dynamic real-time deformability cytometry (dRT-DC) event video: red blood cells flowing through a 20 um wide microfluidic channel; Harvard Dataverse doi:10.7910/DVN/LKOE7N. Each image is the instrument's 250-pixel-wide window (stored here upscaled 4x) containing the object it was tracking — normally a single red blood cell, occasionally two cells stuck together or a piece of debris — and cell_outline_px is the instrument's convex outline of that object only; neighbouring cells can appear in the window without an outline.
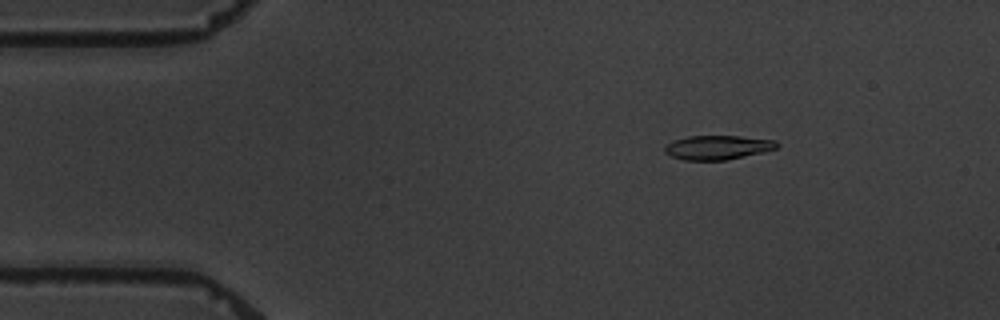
{"species": "common noctule bat (a hibernating species)", "species_latin": "Nyctalus noctula", "temperature_condition": "warm", "stored_images_in_passage": 5, "camera_frame_rate_fps": 3000, "um_per_image_px": 0.085, "animal": {"sex": "male", "body_mass_g": 19.5, "forearm_length_mm": 54.6}, "frame": {"image": 1, "passage_image": 3, "time_ms": 2.333, "image_size_px": [1000, 320], "cell_outline_px": [[780, 144], [776, 148], [764, 152], [724, 160], [684, 160], [672, 156], [664, 152], [664, 148], [672, 140], [688, 136], [740, 136], [776, 140]], "centroid_in_image_um": [61.01, 12.52], "position_along_channel_um": 24.0, "area_um2": 15.78}}